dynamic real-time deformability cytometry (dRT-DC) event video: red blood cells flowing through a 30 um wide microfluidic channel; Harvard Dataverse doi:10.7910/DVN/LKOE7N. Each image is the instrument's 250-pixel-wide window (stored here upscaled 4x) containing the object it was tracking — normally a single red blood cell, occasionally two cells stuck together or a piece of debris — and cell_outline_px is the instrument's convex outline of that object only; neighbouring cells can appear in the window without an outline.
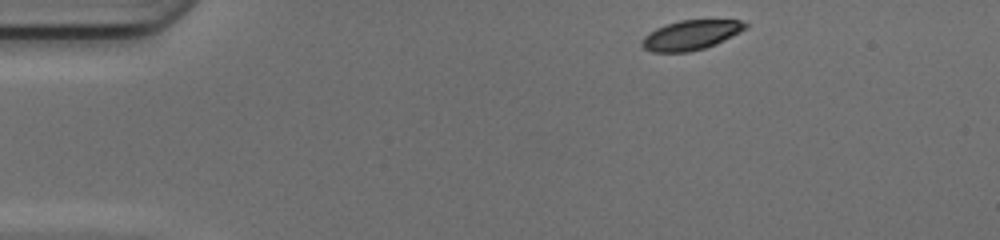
{"species": "common noctule bat (a hibernating species)", "species_latin": "Nyctalus noctula", "temperature_condition": "cold", "stored_images_in_passage": 43, "camera_frame_rate_fps": 3000, "um_per_image_px": 0.085, "animal": {"sex": "female", "body_mass_g": 17.0, "forearm_length_mm": 48.0}, "frame": {"image": 1, "passage_image": 1, "time_ms": 0.0, "image_size_px": [1000, 240], "cell_outline_px": [[748, 28], [716, 44], [704, 48], [688, 52], [652, 52], [644, 48], [640, 44], [640, 40], [648, 32], [656, 28], [680, 20], [740, 20], [748, 24]], "centroid_in_image_um": [58.71, 2.98], "position_along_channel_um": 26.3, "area_um2": 17.92}}
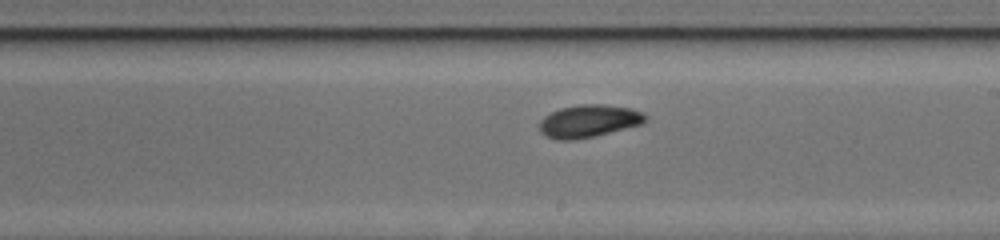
{"frame": {"image": 2, "passage_image": 22, "time_ms": 7.0, "image_size_px": [1000, 240], "cell_outline_px": [[648, 120], [644, 124], [596, 136], [576, 140], [556, 140], [540, 132], [540, 120], [544, 116], [560, 108], [580, 104], [604, 104], [632, 108], [644, 112], [648, 116]], "centroid_in_image_um": [50.11, 10.29], "position_along_channel_um": 238.9, "area_um2": 20.52}}
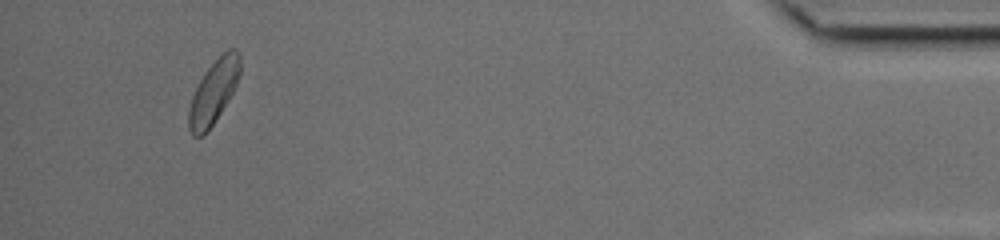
{"frame": {"image": 3, "passage_image": 40, "time_ms": 13.0, "image_size_px": [1000, 240], "cell_outline_px": [[240, 72], [236, 84], [228, 100], [208, 132], [204, 136], [192, 136], [188, 128], [188, 108], [192, 96], [200, 80], [208, 68], [228, 48], [236, 48], [240, 52]], "centroid_in_image_um": [18.15, 7.84], "position_along_channel_um": 417.1, "area_um2": 18.9}, "authors_computed_cell_mechanics": {"area_um2": 19.074, "velocity_mm_per_s": 4.1509, "shape_relaxation_time_tau1_ms": 1.8341, "shape_relaxation_time_tau2_ms": null, "deformation_change_tau1": 0.1016, "deformation_change_tau2": null}}